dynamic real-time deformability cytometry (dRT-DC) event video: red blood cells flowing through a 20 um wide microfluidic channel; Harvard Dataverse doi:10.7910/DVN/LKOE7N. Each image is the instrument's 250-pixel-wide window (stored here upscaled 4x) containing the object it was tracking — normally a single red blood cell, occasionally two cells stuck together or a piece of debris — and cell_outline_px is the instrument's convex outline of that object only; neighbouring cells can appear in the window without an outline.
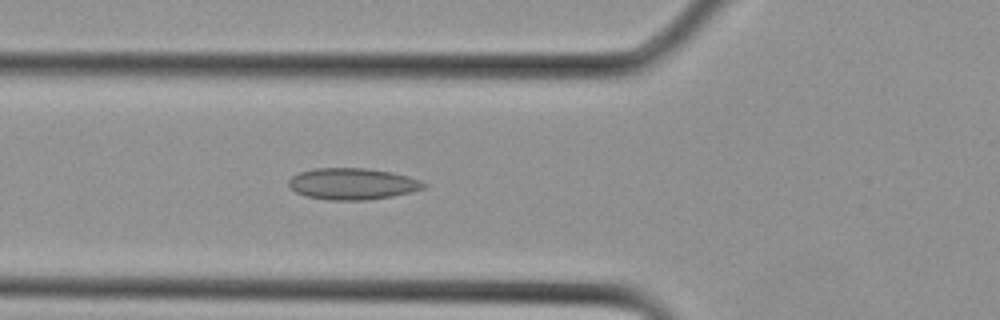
{"species": "Egyptian fruit bat (a non-hibernating species)", "species_latin": "Rousettus aegyptiacus", "temperature_condition": "cold", "stored_images_in_passage": 19, "camera_frame_rate_fps": 3000, "um_per_image_px": 0.085, "animal": {"sex": "female"}, "frame": {"image": 1, "passage_image": 10, "time_ms": 3.0, "image_size_px": [1000, 320], "cell_outline_px": [[428, 188], [412, 192], [392, 196], [364, 200], [328, 200], [304, 196], [296, 192], [288, 184], [288, 180], [292, 176], [300, 172], [316, 168], [368, 168], [392, 172], [408, 176], [420, 180], [428, 184]], "centroid_in_image_um": [30.0, 15.63], "position_along_channel_um": 95.8, "area_um2": 24.97}}
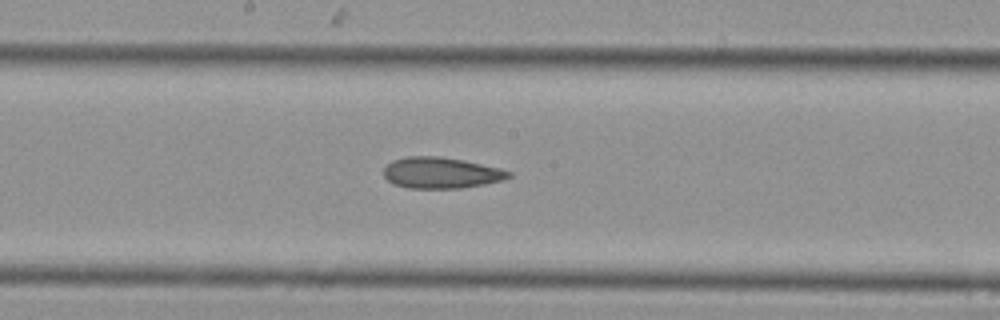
{"frame": {"image": 2, "passage_image": 15, "time_ms": 4.667, "image_size_px": [1000, 320], "cell_outline_px": [[512, 176], [504, 180], [484, 184], [460, 188], [408, 188], [392, 184], [384, 176], [384, 168], [392, 160], [408, 156], [436, 156], [464, 160], [500, 168], [512, 172]], "centroid_in_image_um": [37.5, 14.69], "position_along_channel_um": 210.7, "area_um2": 22.72}}
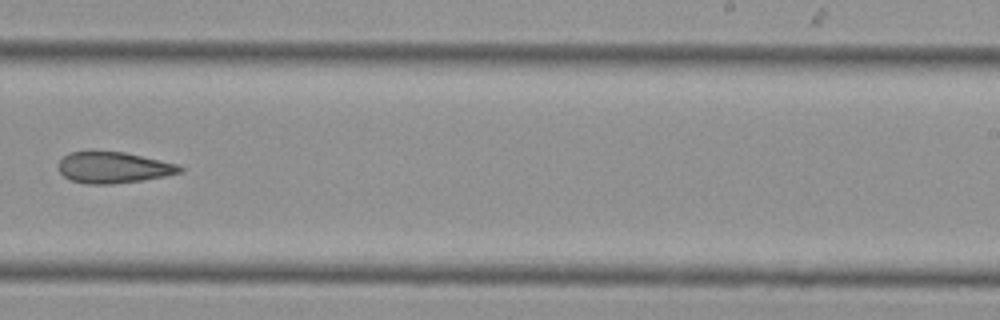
{"frame": {"image": 3, "passage_image": 18, "time_ms": 5.667, "image_size_px": [1000, 320], "cell_outline_px": [[184, 172], [164, 176], [140, 180], [112, 184], [88, 184], [72, 180], [64, 176], [60, 172], [56, 164], [64, 156], [72, 152], [88, 148], [124, 152], [176, 164], [184, 168]], "centroid_in_image_um": [9.58, 14.2], "position_along_channel_um": 279.4, "area_um2": 22.48}}